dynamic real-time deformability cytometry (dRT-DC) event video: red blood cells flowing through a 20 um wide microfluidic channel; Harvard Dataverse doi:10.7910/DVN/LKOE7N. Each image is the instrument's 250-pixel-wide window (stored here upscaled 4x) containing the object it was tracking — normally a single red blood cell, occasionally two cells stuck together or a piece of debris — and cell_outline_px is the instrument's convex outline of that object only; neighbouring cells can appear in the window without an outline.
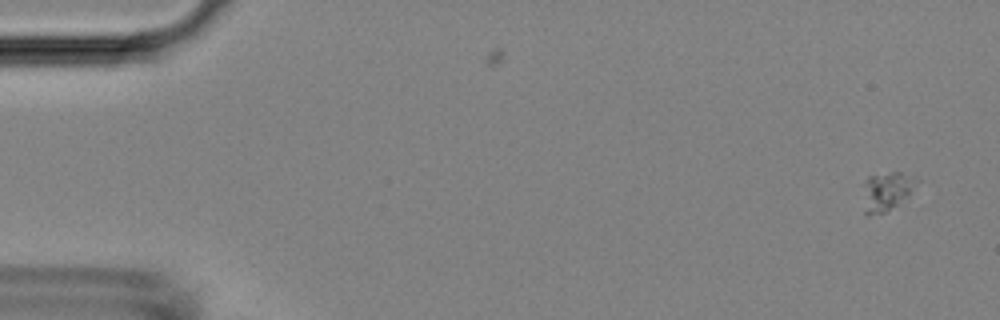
{"species": "Egyptian fruit bat (a non-hibernating species)", "species_latin": "Rousettus aegyptiacus", "temperature_condition": "room temperature", "stored_images_in_passage": 6, "camera_frame_rate_fps": 3000, "um_per_image_px": 0.085, "animal": {"sex": "female"}, "frame": {"image": 1, "passage_image": 1, "time_ms": 0.0, "image_size_px": [1000, 320], "cell_outline_px": [[920, 180], [908, 196], [884, 212], [868, 216], [864, 212], [868, 176], [892, 172], [900, 172], [916, 176]], "centroid_in_image_um": [75.45, 16.23], "position_along_channel_um": 9.5, "area_um2": 11.62}}
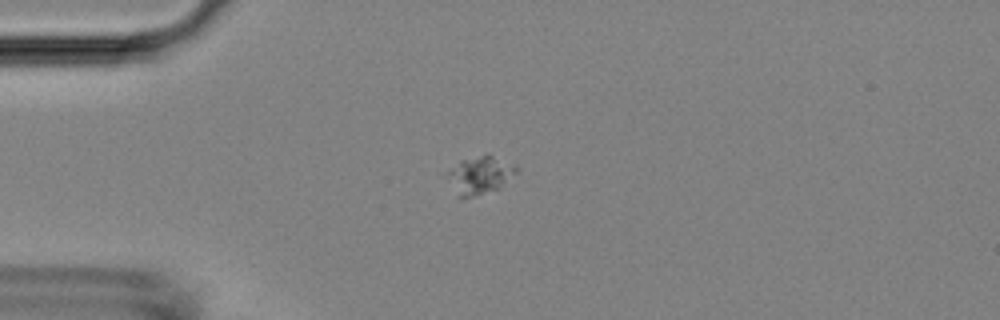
{"frame": {"image": 2, "passage_image": 4, "time_ms": 3.667, "image_size_px": [1000, 320], "cell_outline_px": [[516, 172], [500, 188], [460, 200], [456, 196], [448, 176], [448, 172], [460, 160], [488, 152], [516, 164]], "centroid_in_image_um": [40.81, 14.86], "position_along_channel_um": 44.2, "area_um2": 15.43}}
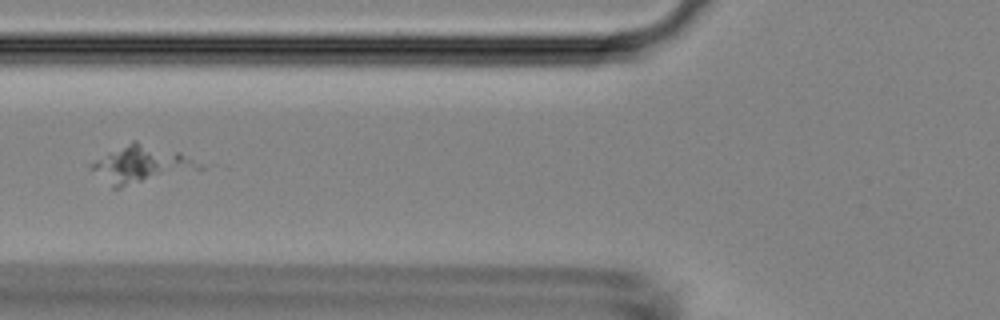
{"frame": {"image": 3, "passage_image": 6, "time_ms": 6.0, "image_size_px": [1000, 320], "cell_outline_px": [[204, 168], [120, 188], [112, 188], [88, 168], [88, 164], [108, 152], [132, 140], [136, 140], [180, 152], [204, 164]], "centroid_in_image_um": [11.98, 13.97], "position_along_channel_um": 113.8, "area_um2": 23.76}}